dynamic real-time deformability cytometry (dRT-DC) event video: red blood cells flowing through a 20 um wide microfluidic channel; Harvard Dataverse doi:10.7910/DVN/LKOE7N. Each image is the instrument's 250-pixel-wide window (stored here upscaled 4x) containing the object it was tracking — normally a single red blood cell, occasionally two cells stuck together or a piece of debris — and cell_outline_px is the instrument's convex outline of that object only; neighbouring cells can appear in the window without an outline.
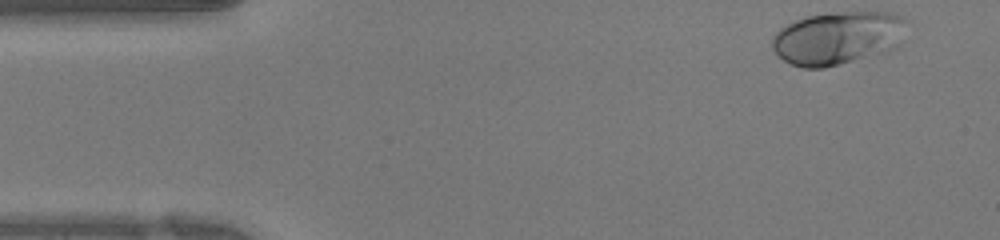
{"species": "human", "species_latin": "Homo sapiens", "temperature_condition": "warm", "stored_images_in_passage": 39, "camera_frame_rate_fps": 3000, "um_per_image_px": 0.085, "donor": {"sex": "female"}, "frame": {"image": 1, "passage_image": 1, "time_ms": 0.0, "image_size_px": [1000, 240], "cell_outline_px": [[908, 20], [904, 40], [896, 48], [888, 52], [824, 68], [804, 68], [792, 64], [784, 60], [772, 48], [772, 40], [776, 32], [784, 24], [808, 16], [840, 12], [892, 12], [904, 16]], "centroid_in_image_um": [71.29, 3.22], "position_along_channel_um": 13.7, "area_um2": 42.25}}
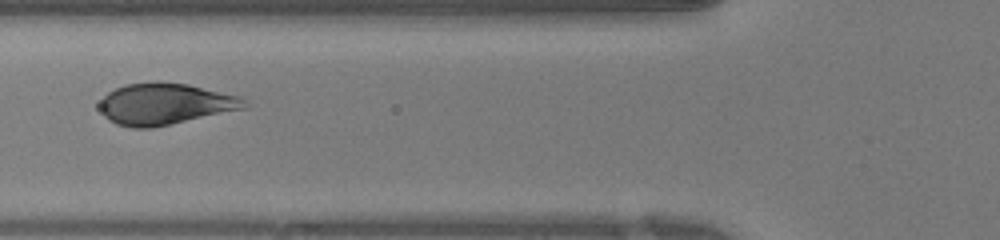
{"frame": {"image": 2, "passage_image": 13, "time_ms": 4.0, "image_size_px": [1000, 240], "cell_outline_px": [[248, 108], [152, 128], [132, 128], [116, 124], [108, 120], [104, 116], [100, 108], [100, 100], [108, 92], [124, 84], [188, 84], [240, 96], [248, 100]], "centroid_in_image_um": [14.07, 8.87], "position_along_channel_um": 111.7, "area_um2": 34.56}}
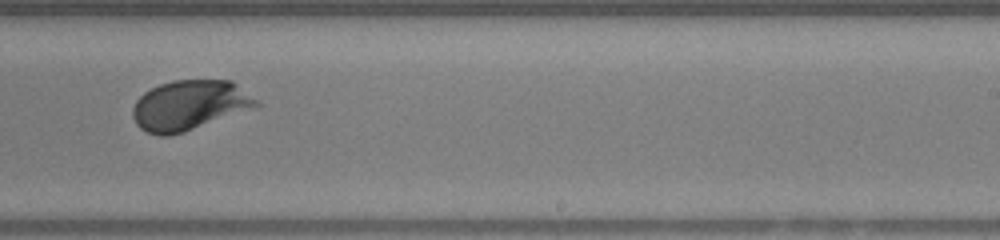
{"frame": {"image": 3, "passage_image": 23, "time_ms": 7.333, "image_size_px": [1000, 240], "cell_outline_px": [[260, 104], [256, 108], [184, 132], [168, 136], [160, 136], [148, 132], [140, 128], [136, 124], [132, 116], [132, 108], [136, 100], [144, 92], [160, 84], [172, 80], [232, 80], [256, 100]], "centroid_in_image_um": [16.09, 8.95], "position_along_channel_um": 272.9, "area_um2": 36.01}}